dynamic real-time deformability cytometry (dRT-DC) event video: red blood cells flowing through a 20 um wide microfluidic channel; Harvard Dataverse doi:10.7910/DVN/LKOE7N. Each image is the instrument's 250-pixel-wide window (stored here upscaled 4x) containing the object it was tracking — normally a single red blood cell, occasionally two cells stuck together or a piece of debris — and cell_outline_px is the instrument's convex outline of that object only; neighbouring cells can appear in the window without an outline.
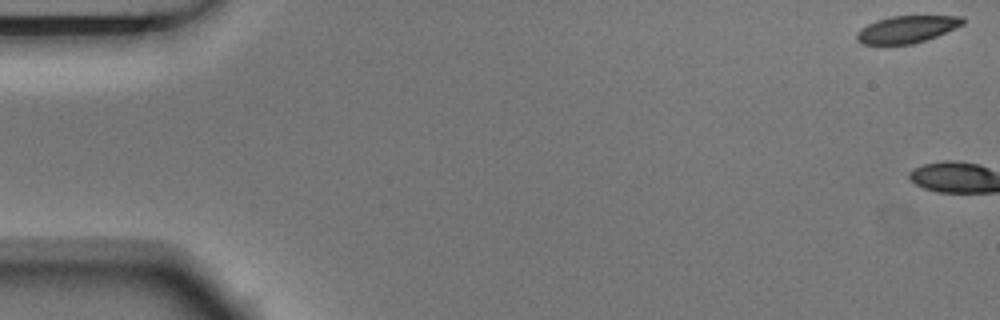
{"species": "Egyptian fruit bat (a non-hibernating species)", "species_latin": "Rousettus aegyptiacus", "temperature_condition": "room temperature", "stored_images_in_passage": 6, "camera_frame_rate_fps": 3000, "um_per_image_px": 0.085, "animal": {"sex": "male"}, "frame": {"image": 1, "passage_image": 1, "time_ms": 0.0, "image_size_px": [1000, 320], "cell_outline_px": [[964, 24], [936, 36], [912, 44], [860, 44], [856, 40], [856, 36], [868, 24], [876, 20], [892, 16], [960, 16], [964, 20]], "centroid_in_image_um": [77.08, 2.49], "position_along_channel_um": 7.9, "area_um2": 16.42}}